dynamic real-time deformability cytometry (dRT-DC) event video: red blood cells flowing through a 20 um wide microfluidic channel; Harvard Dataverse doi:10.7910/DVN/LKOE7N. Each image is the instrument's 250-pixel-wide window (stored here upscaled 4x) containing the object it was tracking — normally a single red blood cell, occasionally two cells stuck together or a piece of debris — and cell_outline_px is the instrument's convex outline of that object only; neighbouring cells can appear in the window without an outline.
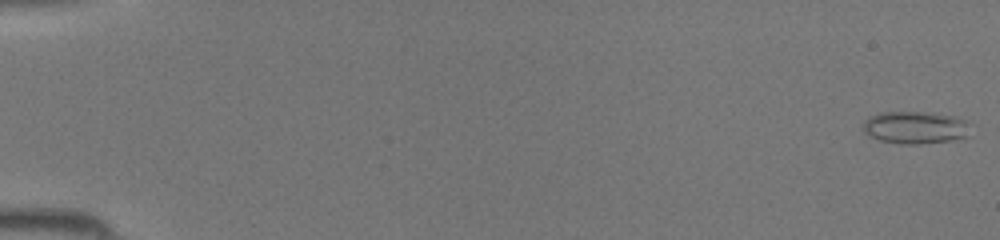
{"species": "common noctule bat (a hibernating species)", "species_latin": "Nyctalus noctula", "temperature_condition": "room temperature", "stored_images_in_passage": 45, "camera_frame_rate_fps": 3000, "um_per_image_px": 0.085, "animal": {"sex": "female", "body_mass_g": 19.5, "forearm_length_mm": 54.1}, "frame": {"image": 1, "passage_image": 1, "time_ms": 0.0, "image_size_px": [1000, 240], "cell_outline_px": [[972, 124], [968, 136], [952, 140], [916, 144], [900, 144], [880, 140], [868, 136], [864, 132], [864, 120], [868, 116], [880, 112], [924, 112], [956, 116]], "centroid_in_image_um": [77.8, 10.83], "position_along_channel_um": 7.2, "area_um2": 20.52}}
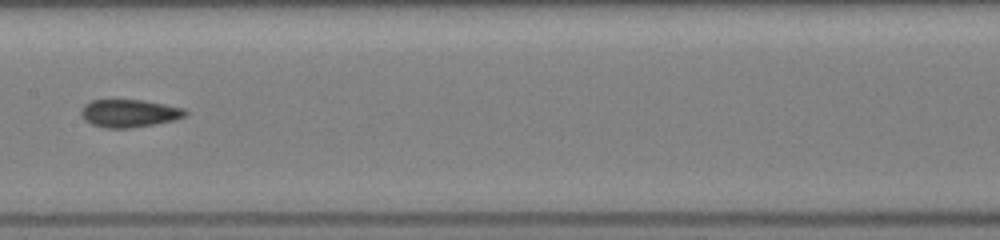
{"frame": {"image": 2, "passage_image": 24, "time_ms": 7.667, "image_size_px": [1000, 240], "cell_outline_px": [[188, 112], [184, 116], [172, 120], [132, 128], [104, 128], [92, 124], [84, 120], [80, 112], [84, 104], [92, 100], [140, 100], [164, 104], [184, 108]], "centroid_in_image_um": [10.94, 9.63], "position_along_channel_um": 196.5, "area_um2": 16.7}}
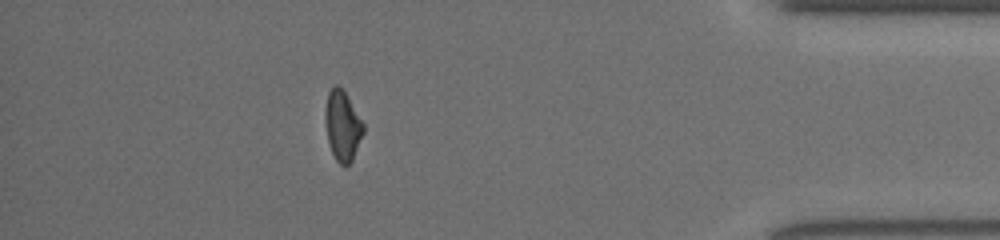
{"frame": {"image": 3, "passage_image": 40, "time_ms": 13.0, "image_size_px": [1000, 240], "cell_outline_px": [[364, 132], [352, 160], [344, 168], [336, 160], [332, 152], [328, 140], [324, 120], [324, 112], [328, 92], [336, 84], [344, 88], [364, 124]], "centroid_in_image_um": [29.11, 10.66], "position_along_channel_um": 406.1, "area_um2": 15.78}}